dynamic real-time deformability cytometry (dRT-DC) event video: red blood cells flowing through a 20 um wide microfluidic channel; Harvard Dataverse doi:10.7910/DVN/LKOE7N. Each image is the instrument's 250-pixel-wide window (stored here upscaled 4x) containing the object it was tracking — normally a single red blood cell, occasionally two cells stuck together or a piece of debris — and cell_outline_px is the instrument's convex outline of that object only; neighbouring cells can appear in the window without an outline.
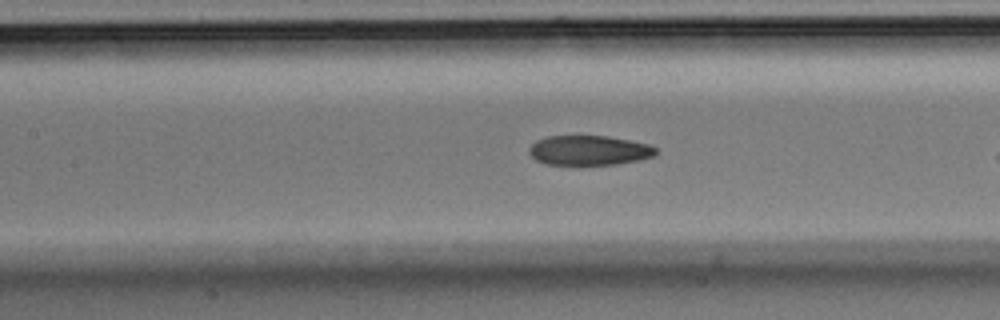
{"species": "Egyptian fruit bat (a non-hibernating species)", "species_latin": "Rousettus aegyptiacus", "temperature_condition": "room temperature", "stored_images_in_passage": 23, "camera_frame_rate_fps": 3000, "um_per_image_px": 0.085, "animal": {"sex": "male"}, "frame": {"image": 1, "passage_image": 11, "time_ms": 3.333, "image_size_px": [1000, 320], "cell_outline_px": [[656, 152], [652, 156], [640, 160], [616, 164], [548, 164], [536, 160], [528, 152], [528, 148], [536, 140], [548, 136], [608, 136], [648, 144], [656, 148]], "centroid_in_image_um": [50.05, 12.77], "position_along_channel_um": 157.4, "area_um2": 21.73}}
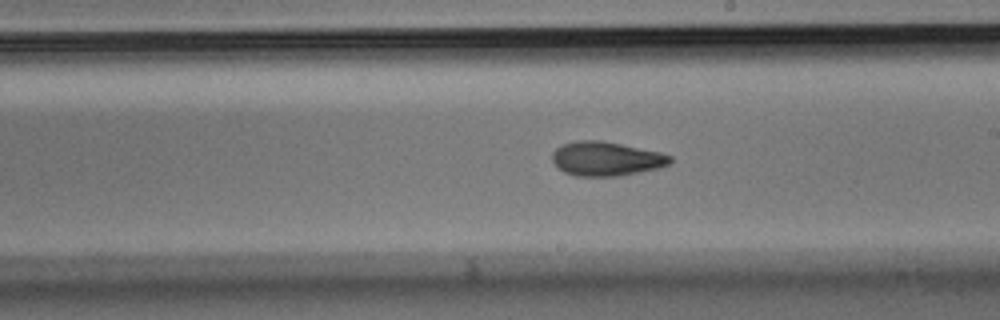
{"frame": {"image": 2, "passage_image": 17, "time_ms": 5.333, "image_size_px": [1000, 320], "cell_outline_px": [[672, 160], [668, 164], [660, 168], [620, 176], [576, 176], [564, 172], [552, 160], [552, 152], [556, 148], [564, 144], [580, 140], [600, 140], [660, 152], [672, 156]], "centroid_in_image_um": [51.54, 13.5], "position_along_channel_um": 237.5, "area_um2": 23.35}}
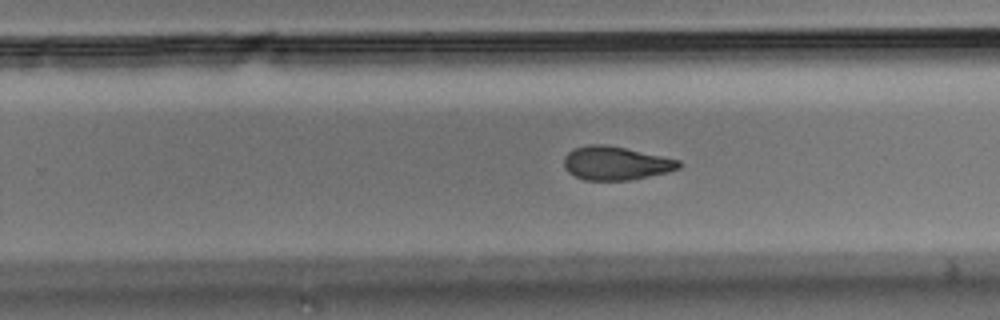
{"frame": {"image": 3, "passage_image": 20, "time_ms": 6.333, "image_size_px": [1000, 320], "cell_outline_px": [[680, 168], [668, 172], [628, 180], [584, 180], [568, 172], [564, 168], [564, 156], [568, 152], [576, 148], [588, 144], [604, 144], [624, 148], [680, 160]], "centroid_in_image_um": [52.31, 13.87], "position_along_channel_um": 277.5, "area_um2": 22.25}}